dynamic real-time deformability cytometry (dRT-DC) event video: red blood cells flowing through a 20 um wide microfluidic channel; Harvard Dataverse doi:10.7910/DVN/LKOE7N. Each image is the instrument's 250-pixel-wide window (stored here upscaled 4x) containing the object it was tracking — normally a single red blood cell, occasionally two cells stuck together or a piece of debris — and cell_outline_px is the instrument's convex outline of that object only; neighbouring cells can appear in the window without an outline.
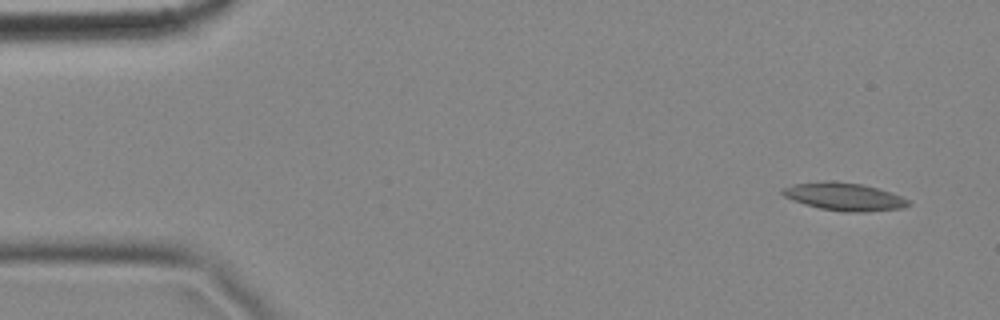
{"species": "common noctule bat (a hibernating species)", "species_latin": "Nyctalus noctula", "temperature_condition": "cold", "stored_images_in_passage": 6, "camera_frame_rate_fps": 3000, "um_per_image_px": 0.085, "animal": {"sex": "female", "body_mass_g": 18.4}, "frame": {"image": 1, "passage_image": 1, "time_ms": 0.0, "image_size_px": [1000, 320], "cell_outline_px": [[912, 204], [904, 208], [864, 212], [844, 212], [820, 208], [804, 204], [792, 200], [784, 196], [780, 192], [784, 188], [796, 184], [824, 180], [860, 184], [892, 192], [908, 200]], "centroid_in_image_um": [71.77, 16.72], "position_along_channel_um": 13.2, "area_um2": 20.29}}
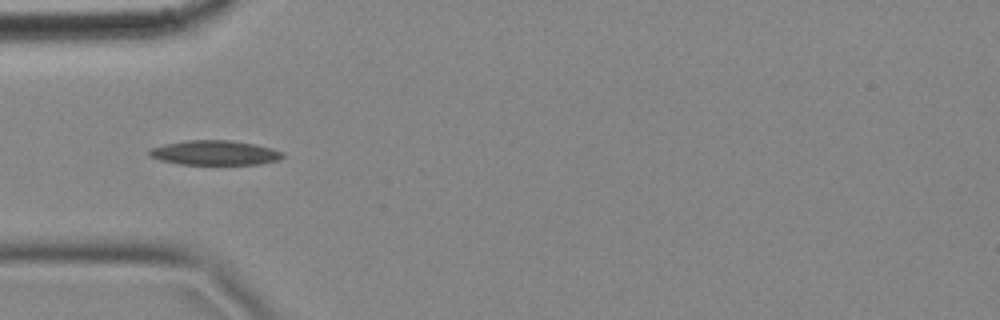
{"frame": {"image": 2, "passage_image": 5, "time_ms": 1.333, "image_size_px": [1000, 320], "cell_outline_px": [[284, 156], [276, 160], [260, 164], [180, 164], [160, 160], [148, 156], [148, 148], [188, 140], [232, 140], [256, 144], [272, 148], [284, 152]], "centroid_in_image_um": [18.25, 12.98], "position_along_channel_um": 66.7, "area_um2": 19.13}}
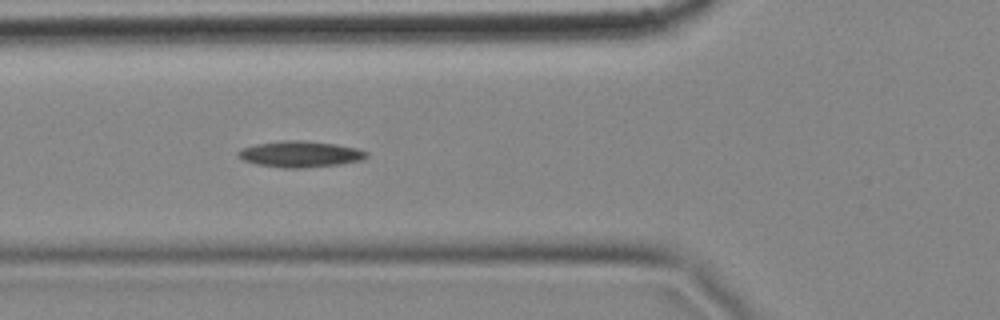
{"frame": {"image": 3, "passage_image": 6, "time_ms": 1.667, "image_size_px": [1000, 320], "cell_outline_px": [[368, 156], [364, 160], [340, 164], [304, 168], [284, 168], [256, 164], [244, 160], [236, 156], [236, 152], [240, 148], [256, 144], [284, 140], [300, 140], [336, 144], [356, 148], [368, 152]], "centroid_in_image_um": [25.5, 13.1], "position_along_channel_um": 100.3, "area_um2": 19.71}}